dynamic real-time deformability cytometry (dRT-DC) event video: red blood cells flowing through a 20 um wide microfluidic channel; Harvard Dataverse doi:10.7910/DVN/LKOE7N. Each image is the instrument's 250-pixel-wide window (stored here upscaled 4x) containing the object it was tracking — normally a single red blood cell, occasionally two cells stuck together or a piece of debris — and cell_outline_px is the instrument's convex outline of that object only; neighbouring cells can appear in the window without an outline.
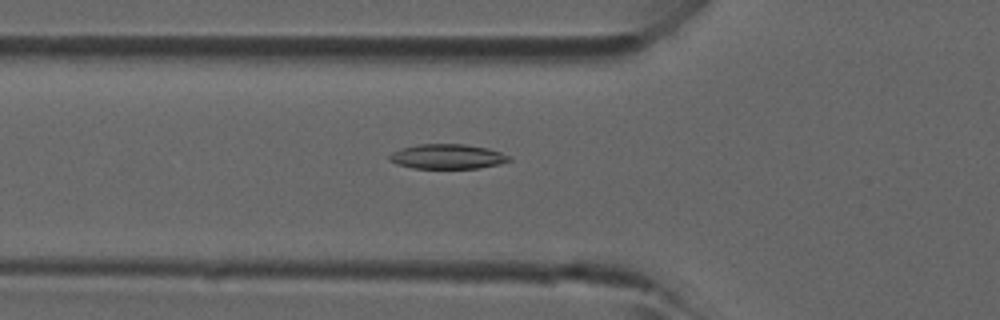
{"species": "common noctule bat (a hibernating species)", "species_latin": "Nyctalus noctula", "temperature_condition": "room temperature", "stored_images_in_passage": 28, "camera_frame_rate_fps": 3000, "um_per_image_px": 0.085, "animal": {"sex": "male", "forearm_length_mm": 52.5}, "frame": {"image": 1, "passage_image": 7, "time_ms": 2.0, "image_size_px": [1000, 320], "cell_outline_px": [[512, 160], [500, 164], [480, 168], [412, 168], [396, 164], [388, 160], [388, 156], [392, 152], [400, 148], [420, 144], [464, 144], [488, 148], [512, 156]], "centroid_in_image_um": [38.03, 13.31], "position_along_channel_um": 87.8, "area_um2": 17.46}}
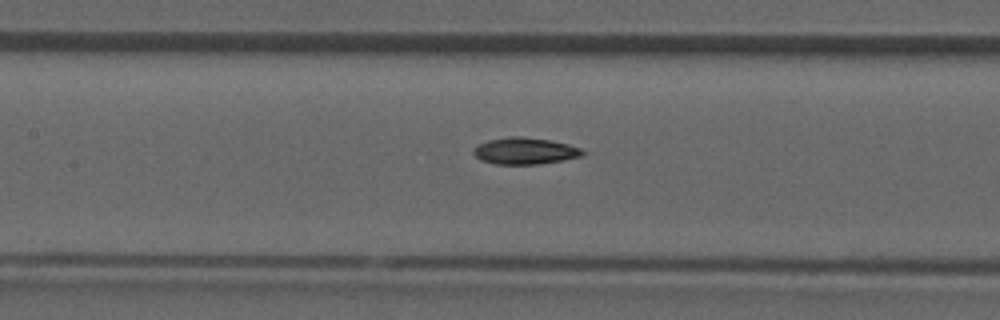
{"frame": {"image": 2, "passage_image": 12, "time_ms": 3.667, "image_size_px": [1000, 320], "cell_outline_px": [[584, 152], [580, 156], [540, 164], [496, 164], [480, 160], [472, 152], [472, 148], [488, 140], [508, 136], [520, 136], [548, 140], [568, 144], [580, 148]], "centroid_in_image_um": [44.55, 12.82], "position_along_channel_um": 162.8, "area_um2": 16.76}}
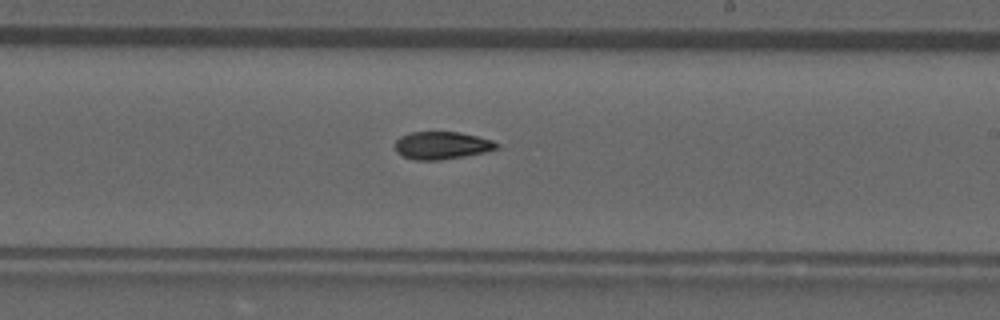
{"frame": {"image": 3, "passage_image": 18, "time_ms": 5.667, "image_size_px": [1000, 320], "cell_outline_px": [[500, 148], [484, 152], [464, 156], [440, 160], [416, 160], [404, 156], [396, 152], [396, 140], [400, 136], [408, 132], [460, 132], [492, 140], [500, 144]], "centroid_in_image_um": [37.57, 12.35], "position_along_channel_um": 251.4, "area_um2": 16.36}}